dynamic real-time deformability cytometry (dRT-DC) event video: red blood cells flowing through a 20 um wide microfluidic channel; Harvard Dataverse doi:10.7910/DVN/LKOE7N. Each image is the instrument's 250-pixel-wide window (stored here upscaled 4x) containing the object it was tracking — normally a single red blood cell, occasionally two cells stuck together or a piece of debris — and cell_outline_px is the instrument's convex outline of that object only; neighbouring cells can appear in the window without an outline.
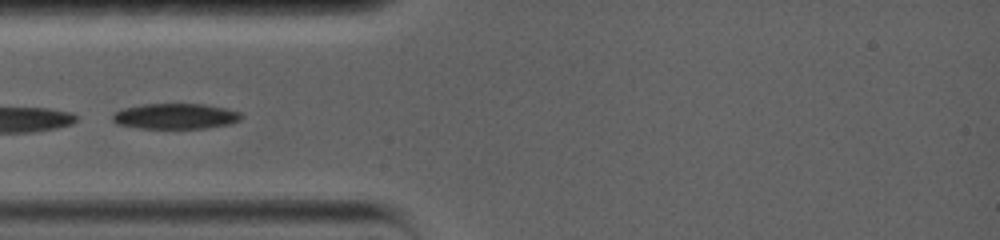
{"species": "common noctule bat (a hibernating species)", "species_latin": "Nyctalus noctula", "temperature_condition": "warm", "stored_images_in_passage": 19, "camera_frame_rate_fps": 5000, "um_per_image_px": 0.085, "animal": {"sex": "female", "body_mass_g": 19.0, "forearm_length_mm": 56.7}, "frame": {"image": 1, "passage_image": 1, "time_ms": 0.0, "image_size_px": [1000, 240], "cell_outline_px": [[244, 116], [240, 120], [228, 124], [208, 128], [140, 128], [116, 124], [112, 120], [112, 116], [120, 108], [144, 104], [204, 104], [224, 108], [240, 112]], "centroid_in_image_um": [14.9, 9.88], "position_along_channel_um": 70.1, "area_um2": 19.19}}
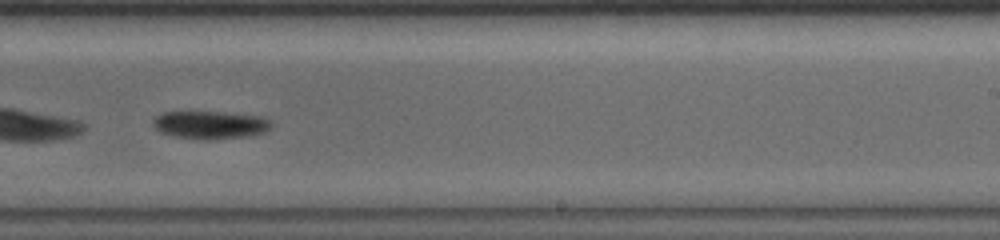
{"frame": {"image": 2, "passage_image": 9, "time_ms": 5.8, "image_size_px": [1000, 240], "cell_outline_px": [[272, 128], [264, 132], [252, 136], [208, 140], [204, 140], [176, 136], [160, 132], [152, 124], [152, 120], [156, 116], [164, 112], [224, 112], [264, 116], [272, 120]], "centroid_in_image_um": [17.94, 10.61], "position_along_channel_um": 271.1, "area_um2": 19.54}}
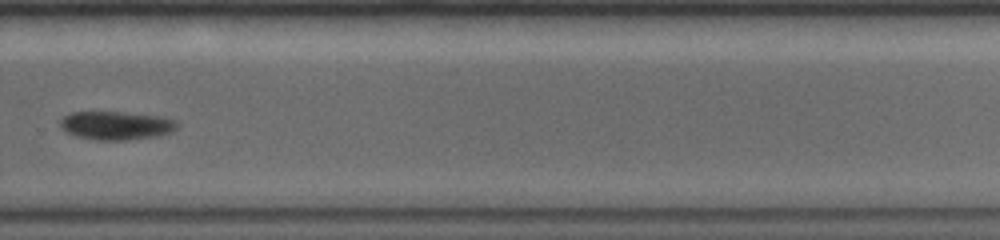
{"frame": {"image": 3, "passage_image": 11, "time_ms": 7.2, "image_size_px": [1000, 240], "cell_outline_px": [[180, 124], [176, 128], [160, 136], [124, 140], [96, 140], [76, 136], [60, 128], [60, 120], [64, 116], [72, 112], [120, 112], [160, 116], [176, 120]], "centroid_in_image_um": [9.88, 10.67], "position_along_channel_um": 319.9, "area_um2": 19.36}}